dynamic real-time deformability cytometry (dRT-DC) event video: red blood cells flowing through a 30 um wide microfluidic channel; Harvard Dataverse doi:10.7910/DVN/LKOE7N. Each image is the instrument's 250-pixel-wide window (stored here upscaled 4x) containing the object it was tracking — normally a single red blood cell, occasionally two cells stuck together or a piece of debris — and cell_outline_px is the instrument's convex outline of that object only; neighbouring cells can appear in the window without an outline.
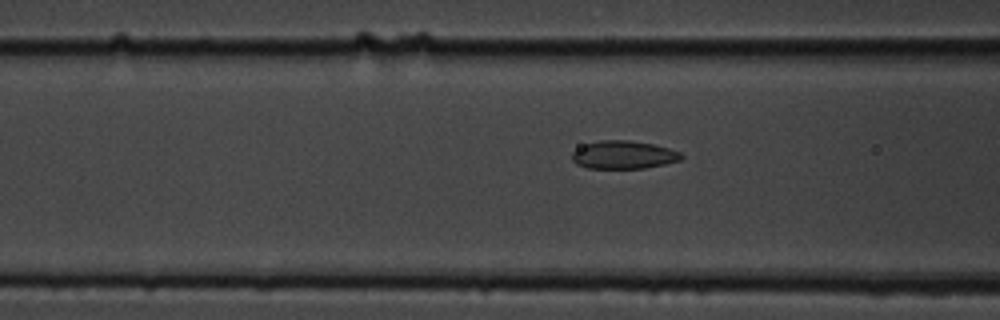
{"species": "common noctule bat (a hibernating species)", "species_latin": "Nyctalus noctula", "temperature_condition": "cold", "stored_images_in_passage": 15, "camera_frame_rate_fps": 3000, "um_per_image_px": 0.085, "animal": {"sex": "male", "body_mass_g": 19.5, "forearm_length_mm": 54.6}, "frame": {"image": 1, "passage_image": 13, "time_ms": 4.0, "image_size_px": [1000, 320], "cell_outline_px": [[684, 156], [680, 160], [664, 164], [644, 168], [588, 168], [576, 164], [572, 160], [572, 152], [576, 148], [584, 144], [600, 140], [628, 140], [652, 144], [668, 148], [680, 152]], "centroid_in_image_um": [52.97, 13.16], "position_along_channel_um": 113.6, "area_um2": 17.86}}